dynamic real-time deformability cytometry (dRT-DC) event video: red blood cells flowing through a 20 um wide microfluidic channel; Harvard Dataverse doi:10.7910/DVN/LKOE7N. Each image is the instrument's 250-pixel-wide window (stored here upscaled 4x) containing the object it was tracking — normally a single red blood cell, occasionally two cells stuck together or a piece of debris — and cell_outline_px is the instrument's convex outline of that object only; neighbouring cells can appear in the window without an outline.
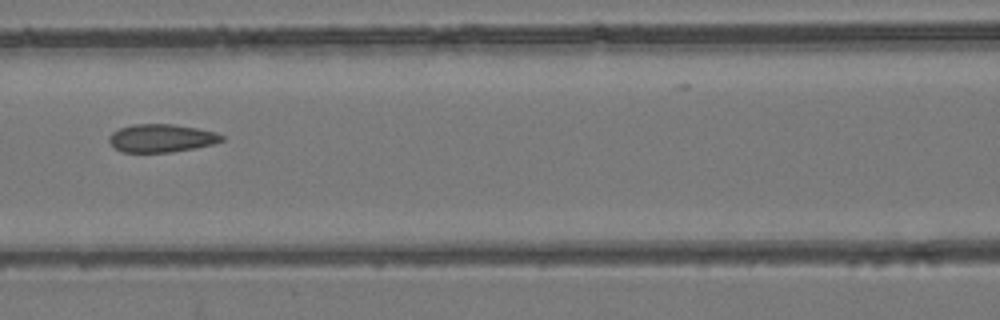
{"species": "common noctule bat (a hibernating species)", "species_latin": "Nyctalus noctula", "temperature_condition": "room temperature", "stored_images_in_passage": 3, "camera_frame_rate_fps": 3000, "um_per_image_px": 0.085, "animal": {"sex": "female", "body_mass_g": 24.6, "forearm_length_mm": 56.2}, "frame": {"image": 1, "passage_image": 3, "time_ms": 0.667, "image_size_px": [1000, 320], "cell_outline_px": [[224, 140], [212, 144], [196, 148], [172, 152], [120, 152], [108, 140], [108, 136], [112, 132], [120, 128], [132, 124], [172, 124], [196, 128], [216, 132], [224, 136]], "centroid_in_image_um": [13.72, 11.74], "position_along_channel_um": 152.9, "area_um2": 18.44}}